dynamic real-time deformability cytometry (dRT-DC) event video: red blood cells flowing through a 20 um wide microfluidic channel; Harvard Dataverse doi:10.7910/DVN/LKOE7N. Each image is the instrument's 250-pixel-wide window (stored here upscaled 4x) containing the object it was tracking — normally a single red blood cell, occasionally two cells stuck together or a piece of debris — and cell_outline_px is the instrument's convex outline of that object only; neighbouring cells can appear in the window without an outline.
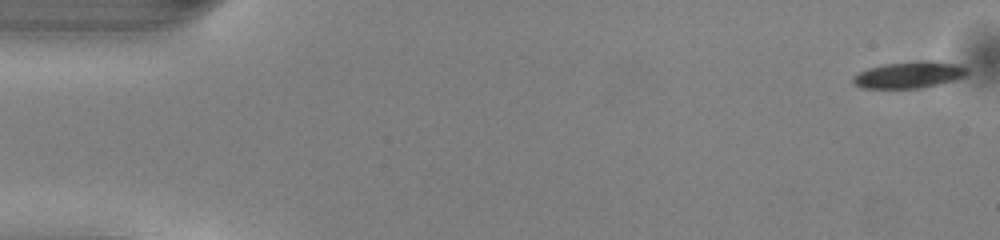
{"species": "common noctule bat (a hibernating species)", "species_latin": "Nyctalus noctula", "temperature_condition": "warm", "stored_images_in_passage": 50, "camera_frame_rate_fps": 3000, "um_per_image_px": 0.085, "animal": {"sex": "male", "body_mass_g": 13.0, "forearm_length_mm": 53.1}, "frame": {"image": 1, "passage_image": 1, "time_ms": 0.0, "image_size_px": [1000, 240], "cell_outline_px": [[968, 76], [956, 80], [940, 84], [920, 88], [860, 88], [852, 84], [852, 76], [868, 68], [884, 64], [916, 60], [932, 60], [960, 64], [968, 68]], "centroid_in_image_um": [77.32, 6.35], "position_along_channel_um": 7.7, "area_um2": 18.21}}
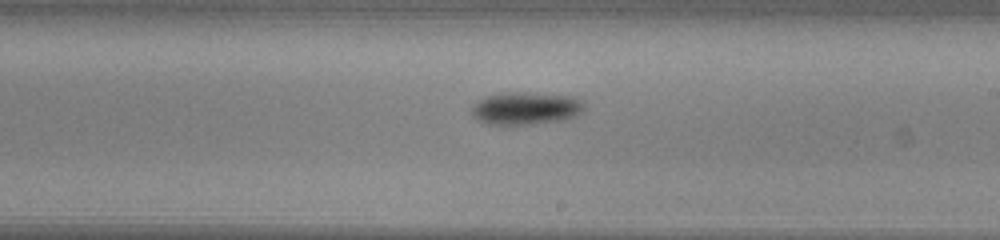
{"frame": {"image": 2, "passage_image": 29, "time_ms": 9.333, "image_size_px": [1000, 240], "cell_outline_px": [[588, 108], [584, 112], [576, 116], [564, 120], [532, 124], [488, 124], [476, 120], [472, 116], [472, 104], [484, 96], [504, 92], [524, 92], [576, 96], [584, 100]], "centroid_in_image_um": [44.76, 9.19], "position_along_channel_um": 244.2, "area_um2": 22.08}}
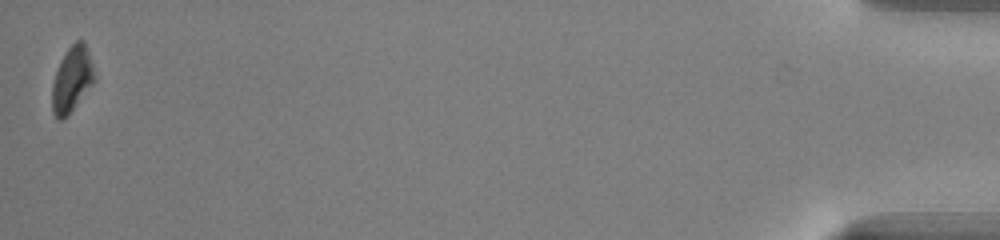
{"frame": {"image": 3, "passage_image": 50, "time_ms": 16.333, "image_size_px": [1000, 240], "cell_outline_px": [[96, 80], [68, 116], [60, 120], [52, 112], [52, 84], [60, 60], [68, 48], [76, 40], [84, 40], [96, 76]], "centroid_in_image_um": [6.12, 6.75], "position_along_channel_um": 429.1, "area_um2": 16.18}, "authors_computed_cell_mechanics": {"area_um2": 18.8717, "velocity_mm_per_s": 4.0725, "shape_relaxation_time_tau1_ms": 1.493, "shape_relaxation_time_tau2_ms": null, "deformation_change_tau1": 0.094, "deformation_change_tau2": null}}